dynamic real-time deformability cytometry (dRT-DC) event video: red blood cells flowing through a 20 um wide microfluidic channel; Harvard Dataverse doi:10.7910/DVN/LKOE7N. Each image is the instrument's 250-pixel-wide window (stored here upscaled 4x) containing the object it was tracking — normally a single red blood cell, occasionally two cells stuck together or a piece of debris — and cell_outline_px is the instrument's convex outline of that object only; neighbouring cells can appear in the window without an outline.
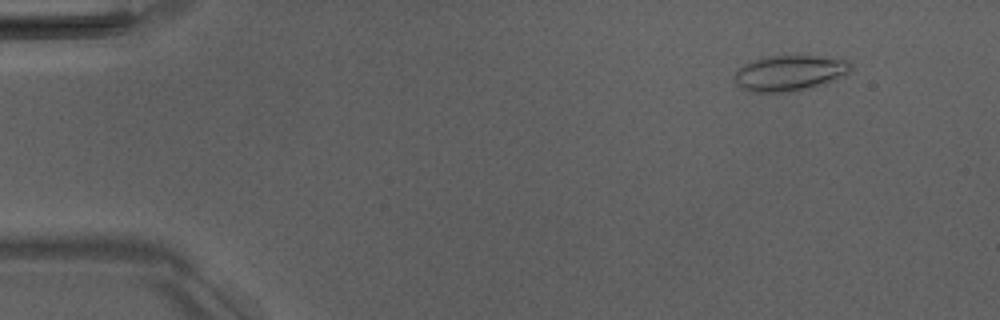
{"species": "Egyptian fruit bat (a non-hibernating species)", "species_latin": "Rousettus aegyptiacus", "temperature_condition": "room temperature", "stored_images_in_passage": 51, "camera_frame_rate_fps": 3000, "um_per_image_px": 0.085, "animal": {"sex": "male"}, "frame": {"image": 1, "passage_image": 6, "time_ms": 1.667, "image_size_px": [1000, 320], "cell_outline_px": [[852, 68], [848, 72], [808, 88], [792, 92], [752, 92], [740, 88], [736, 84], [736, 72], [744, 64], [768, 56], [816, 56], [848, 60], [852, 64]], "centroid_in_image_um": [67.07, 6.21], "position_along_channel_um": 17.9, "area_um2": 23.47}}
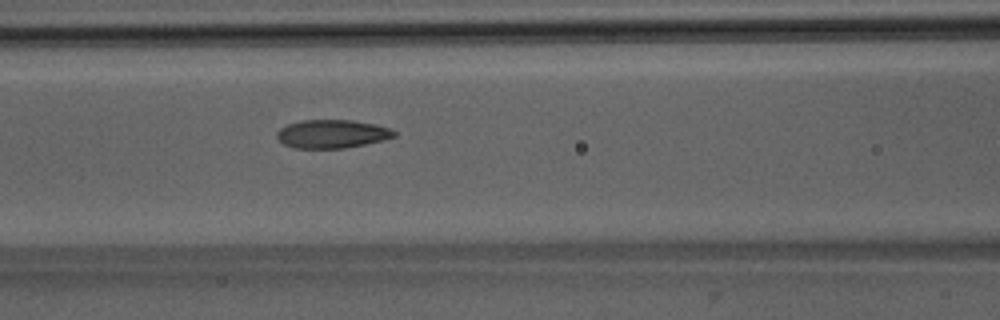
{"frame": {"image": 2, "passage_image": 23, "time_ms": 7.333, "image_size_px": [1000, 320], "cell_outline_px": [[396, 136], [384, 140], [344, 148], [292, 148], [284, 144], [276, 136], [276, 132], [280, 128], [288, 124], [300, 120], [352, 120], [376, 124], [392, 128], [396, 132]], "centroid_in_image_um": [28.24, 11.37], "position_along_channel_um": 138.4, "area_um2": 19.54}}
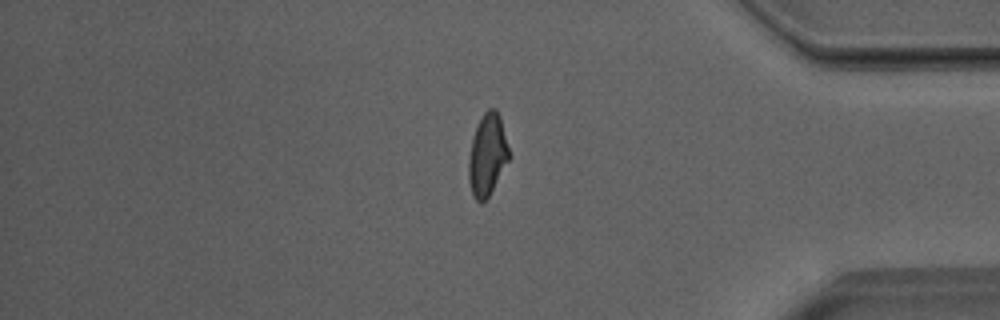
{"frame": {"image": 3, "passage_image": 44, "time_ms": 14.333, "image_size_px": [1000, 320], "cell_outline_px": [[512, 156], [488, 196], [480, 204], [472, 196], [468, 180], [468, 160], [472, 136], [484, 112], [488, 108], [496, 108], [500, 116]], "centroid_in_image_um": [41.44, 13.16], "position_along_channel_um": 393.8, "area_um2": 19.59}}